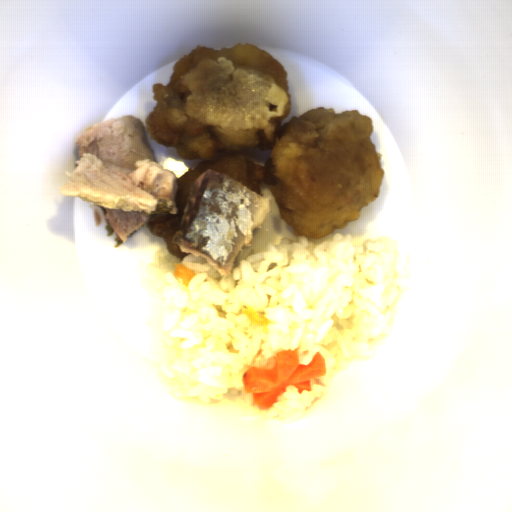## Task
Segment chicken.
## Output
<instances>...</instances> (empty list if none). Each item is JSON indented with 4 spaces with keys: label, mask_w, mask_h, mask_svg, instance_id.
Here are the masks:
<instances>
[{
    "label": "chicken",
    "mask_w": 512,
    "mask_h": 512,
    "mask_svg": "<svg viewBox=\"0 0 512 512\" xmlns=\"http://www.w3.org/2000/svg\"><path fill=\"white\" fill-rule=\"evenodd\" d=\"M154 108L144 125L156 143L197 160L177 178L178 215L145 223L169 254L193 182L209 168L261 196L267 184L293 234L325 238L360 219L378 200L384 172L371 116L359 110L293 109L288 73L274 56L250 44L197 46L173 65L168 85H152Z\"/></svg>",
    "instance_id": "ae283196"
}]
</instances>
